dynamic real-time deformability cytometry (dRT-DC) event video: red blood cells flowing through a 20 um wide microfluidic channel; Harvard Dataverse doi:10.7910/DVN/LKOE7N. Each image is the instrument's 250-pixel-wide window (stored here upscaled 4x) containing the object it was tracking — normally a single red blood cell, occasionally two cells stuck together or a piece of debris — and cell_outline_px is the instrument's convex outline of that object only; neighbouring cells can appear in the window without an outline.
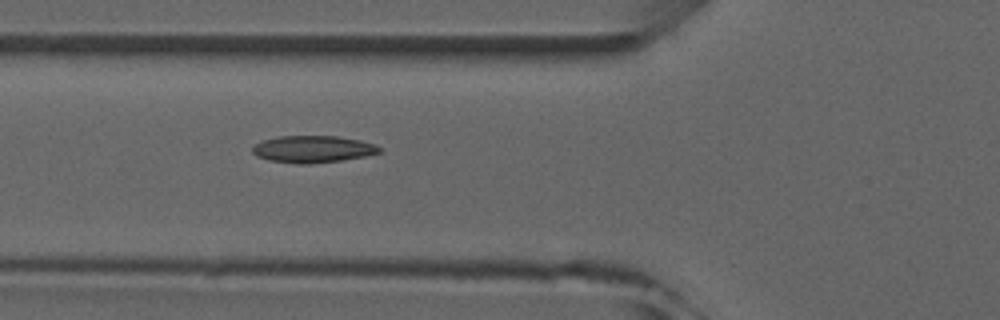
{"species": "common noctule bat (a hibernating species)", "species_latin": "Nyctalus noctula", "temperature_condition": "room temperature", "stored_images_in_passage": 7, "camera_frame_rate_fps": 3000, "um_per_image_px": 0.085, "animal": {"sex": "male", "forearm_length_mm": 52.5}, "frame": {"image": 1, "passage_image": 7, "time_ms": 7.0, "image_size_px": [1000, 320], "cell_outline_px": [[384, 148], [380, 152], [364, 156], [340, 160], [308, 164], [300, 164], [268, 160], [256, 156], [252, 152], [252, 148], [260, 140], [280, 136], [336, 136], [360, 140], [376, 144]], "centroid_in_image_um": [26.59, 12.67], "position_along_channel_um": 99.2, "area_um2": 20.0}}